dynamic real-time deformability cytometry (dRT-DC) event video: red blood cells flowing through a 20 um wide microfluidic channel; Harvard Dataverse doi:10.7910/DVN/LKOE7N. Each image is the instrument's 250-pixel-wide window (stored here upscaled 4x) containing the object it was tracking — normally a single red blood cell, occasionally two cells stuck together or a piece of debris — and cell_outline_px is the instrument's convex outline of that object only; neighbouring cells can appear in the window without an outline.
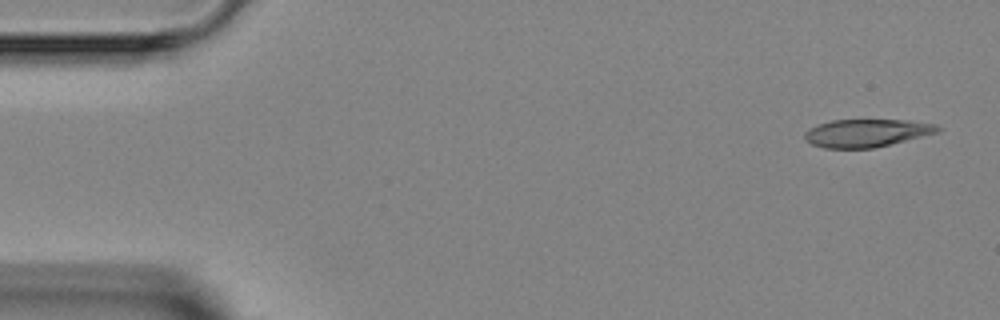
{"species": "Egyptian fruit bat (a non-hibernating species)", "species_latin": "Rousettus aegyptiacus", "temperature_condition": "room temperature", "stored_images_in_passage": 2, "camera_frame_rate_fps": 3000, "um_per_image_px": 0.085, "animal": {"sex": "female"}, "frame": {"image": 1, "passage_image": 2, "time_ms": 1.333, "image_size_px": [1000, 320], "cell_outline_px": [[940, 132], [872, 148], [824, 148], [812, 144], [804, 140], [804, 132], [808, 128], [816, 124], [832, 120], [904, 120], [936, 124], [940, 128]], "centroid_in_image_um": [73.61, 11.3], "position_along_channel_um": 11.4, "area_um2": 21.56}}